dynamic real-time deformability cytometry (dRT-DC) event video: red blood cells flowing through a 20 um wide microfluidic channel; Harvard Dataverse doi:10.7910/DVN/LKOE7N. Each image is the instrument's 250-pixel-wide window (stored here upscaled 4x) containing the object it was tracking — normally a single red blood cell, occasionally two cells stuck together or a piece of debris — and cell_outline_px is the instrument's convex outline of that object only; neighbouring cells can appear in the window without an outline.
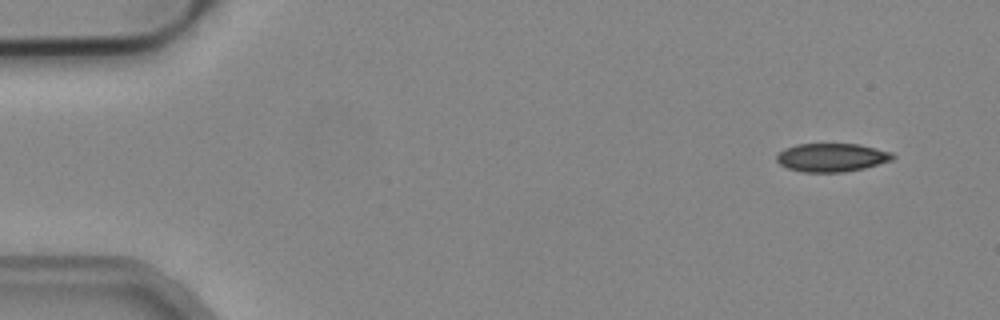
{"species": "common noctule bat (a hibernating species)", "species_latin": "Nyctalus noctula", "temperature_condition": "cold", "stored_images_in_passage": 4, "camera_frame_rate_fps": 3000, "um_per_image_px": 0.085, "animal": {"sex": "male", "body_mass_g": 19.2, "forearm_length_mm": 51.8}, "frame": {"image": 1, "passage_image": 1, "time_ms": 0.0, "image_size_px": [1000, 320], "cell_outline_px": [[896, 156], [892, 160], [864, 168], [844, 172], [804, 172], [788, 168], [780, 164], [776, 160], [776, 156], [784, 148], [796, 144], [860, 144], [892, 152]], "centroid_in_image_um": [70.7, 13.38], "position_along_channel_um": 14.3, "area_um2": 19.25}}
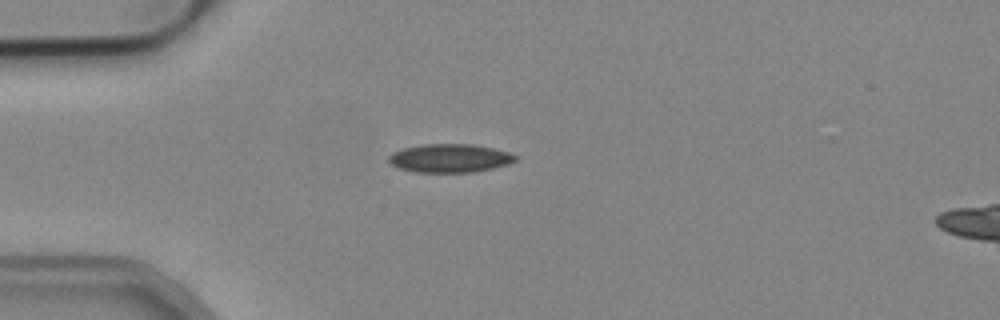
{"frame": {"image": 2, "passage_image": 4, "time_ms": 1.0, "image_size_px": [1000, 320], "cell_outline_px": [[520, 156], [516, 160], [508, 164], [492, 168], [472, 172], [416, 172], [396, 168], [388, 160], [388, 156], [392, 152], [404, 148], [424, 144], [472, 144], [492, 148], [508, 152]], "centroid_in_image_um": [38.22, 13.44], "position_along_channel_um": 46.8, "area_um2": 21.04}}